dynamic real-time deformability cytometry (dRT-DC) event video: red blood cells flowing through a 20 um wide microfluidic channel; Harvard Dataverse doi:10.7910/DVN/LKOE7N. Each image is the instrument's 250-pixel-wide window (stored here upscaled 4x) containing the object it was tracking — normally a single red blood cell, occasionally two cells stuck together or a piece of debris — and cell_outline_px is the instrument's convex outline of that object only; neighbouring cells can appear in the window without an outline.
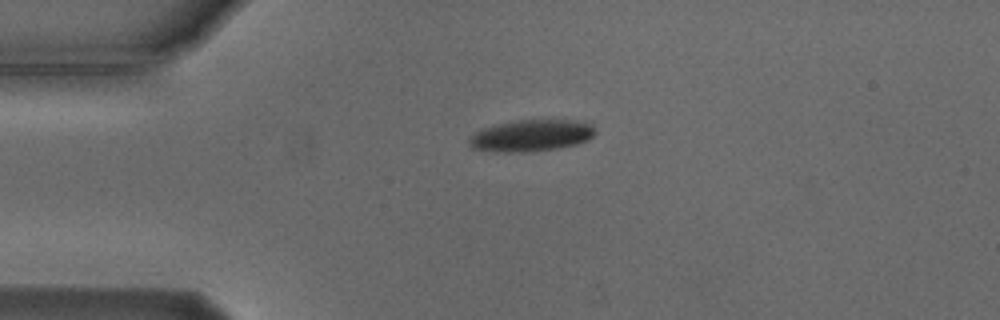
{"species": "Egyptian fruit bat (a non-hibernating species)", "species_latin": "Rousettus aegyptiacus", "temperature_condition": "cold", "stored_images_in_passage": 5, "camera_frame_rate_fps": 3000, "um_per_image_px": 0.085, "animal": {"sex": "male"}, "frame": {"image": 1, "passage_image": 1, "time_ms": 0.0, "image_size_px": [1000, 320], "cell_outline_px": [[596, 132], [588, 140], [576, 144], [560, 148], [524, 152], [496, 152], [472, 148], [468, 144], [468, 140], [476, 132], [484, 128], [516, 120], [572, 120], [592, 124], [596, 128]], "centroid_in_image_um": [45.18, 11.53], "position_along_channel_um": 39.8, "area_um2": 23.18}}
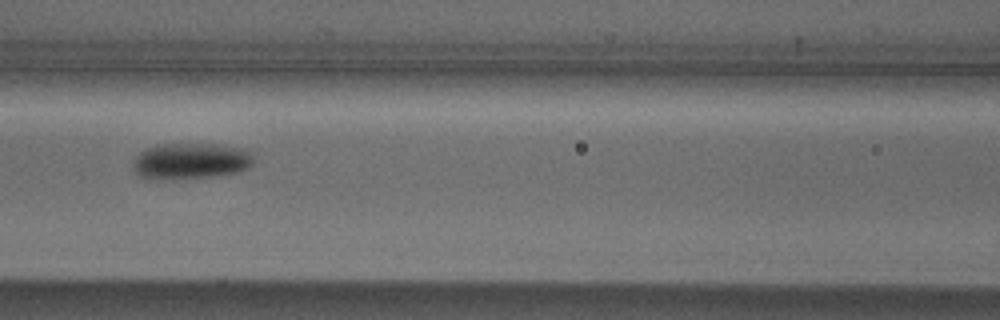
{"frame": {"image": 2, "passage_image": 4, "time_ms": 3.667, "image_size_px": [1000, 320], "cell_outline_px": [[252, 164], [248, 168], [236, 172], [216, 176], [172, 180], [148, 180], [140, 176], [132, 168], [132, 160], [140, 152], [156, 144], [220, 144], [240, 148], [252, 152]], "centroid_in_image_um": [16.15, 13.71], "position_along_channel_um": 150.4, "area_um2": 25.89}}
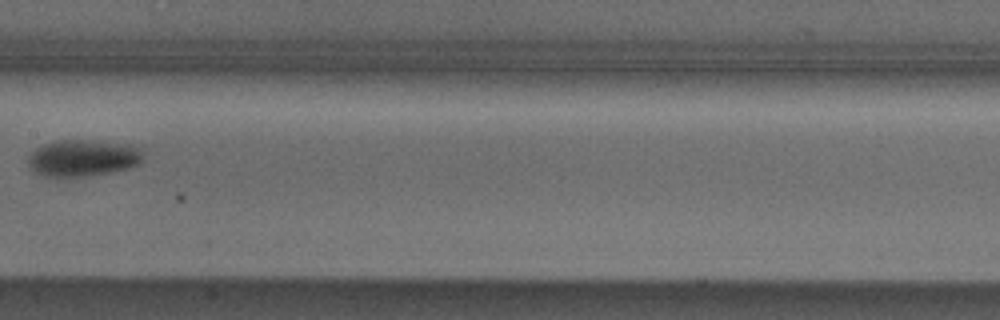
{"frame": {"image": 3, "passage_image": 5, "time_ms": 5.0, "image_size_px": [1000, 320], "cell_outline_px": [[144, 160], [140, 164], [128, 168], [112, 172], [84, 176], [44, 176], [36, 172], [28, 164], [28, 156], [36, 148], [44, 144], [56, 140], [84, 140], [132, 144], [144, 148]], "centroid_in_image_um": [7.13, 13.41], "position_along_channel_um": 200.3, "area_um2": 24.8}}